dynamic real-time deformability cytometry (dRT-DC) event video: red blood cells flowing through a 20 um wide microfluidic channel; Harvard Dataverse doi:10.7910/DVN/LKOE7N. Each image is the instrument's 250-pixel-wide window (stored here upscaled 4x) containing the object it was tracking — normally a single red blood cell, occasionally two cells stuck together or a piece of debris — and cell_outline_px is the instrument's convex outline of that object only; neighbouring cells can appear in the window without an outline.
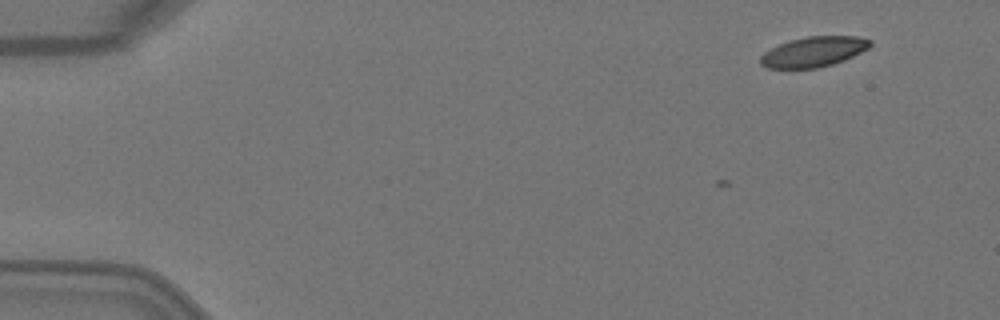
{"species": "Egyptian fruit bat (a non-hibernating species)", "species_latin": "Rousettus aegyptiacus", "temperature_condition": "warm", "stored_images_in_passage": 5, "camera_frame_rate_fps": 3000, "um_per_image_px": 0.085, "animal": {"sex": "female"}, "frame": {"image": 1, "passage_image": 2, "time_ms": 0.333, "image_size_px": [1000, 320], "cell_outline_px": [[872, 44], [868, 48], [844, 60], [820, 68], [768, 68], [760, 64], [760, 56], [764, 52], [780, 44], [792, 40], [808, 36], [856, 36], [872, 40]], "centroid_in_image_um": [69.16, 4.4], "position_along_channel_um": 15.8, "area_um2": 19.13}}
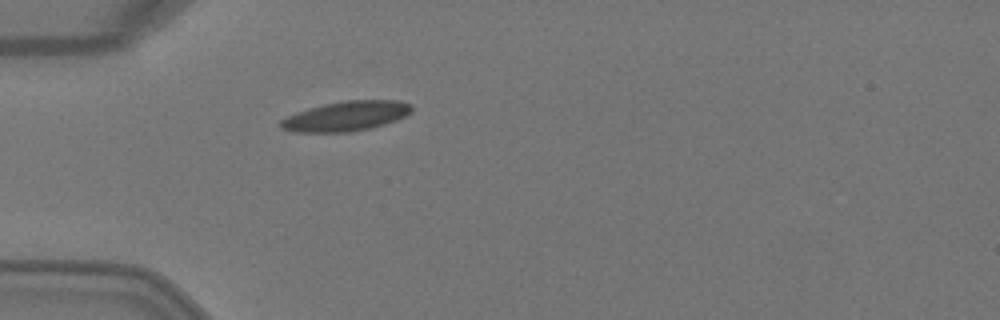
{"frame": {"image": 2, "passage_image": 5, "time_ms": 1.333, "image_size_px": [1000, 320], "cell_outline_px": [[412, 112], [396, 120], [384, 124], [352, 132], [292, 132], [280, 128], [280, 120], [296, 112], [324, 104], [344, 100], [400, 100], [412, 104]], "centroid_in_image_um": [29.42, 9.86], "position_along_channel_um": 55.6, "area_um2": 22.77}}